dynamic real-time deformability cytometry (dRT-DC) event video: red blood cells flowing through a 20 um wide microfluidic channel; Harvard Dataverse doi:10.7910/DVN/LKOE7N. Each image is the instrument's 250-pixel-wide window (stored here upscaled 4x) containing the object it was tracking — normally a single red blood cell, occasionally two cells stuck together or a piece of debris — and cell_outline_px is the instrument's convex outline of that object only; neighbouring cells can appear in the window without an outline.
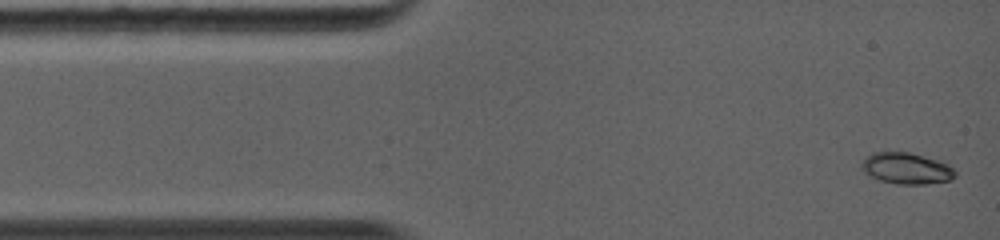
{"species": "common noctule bat (a hibernating species)", "species_latin": "Nyctalus noctula", "temperature_condition": "warm", "stored_images_in_passage": 49, "camera_frame_rate_fps": 5000, "um_per_image_px": 0.085, "animal": {"sex": "female", "body_mass_g": 19.0, "forearm_length_mm": 56.7}, "frame": {"image": 1, "passage_image": 1, "time_ms": 0.0, "image_size_px": [1000, 240], "cell_outline_px": [[956, 176], [952, 180], [928, 184], [896, 184], [880, 180], [872, 176], [864, 168], [864, 160], [872, 152], [908, 152], [936, 160], [948, 164], [956, 172]], "centroid_in_image_um": [77.13, 14.32], "position_along_channel_um": 7.9, "area_um2": 16.65}}
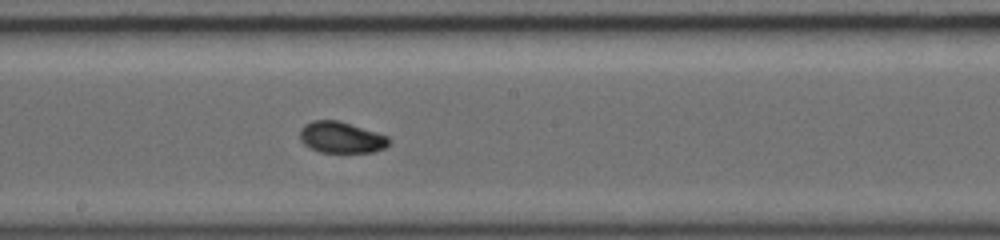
{"frame": {"image": 2, "passage_image": 26, "time_ms": 6.4, "image_size_px": [1000, 240], "cell_outline_px": [[388, 144], [384, 148], [372, 152], [320, 152], [304, 144], [300, 140], [300, 128], [304, 124], [312, 120], [340, 120], [388, 136]], "centroid_in_image_um": [28.97, 11.66], "position_along_channel_um": 219.2, "area_um2": 16.18}}
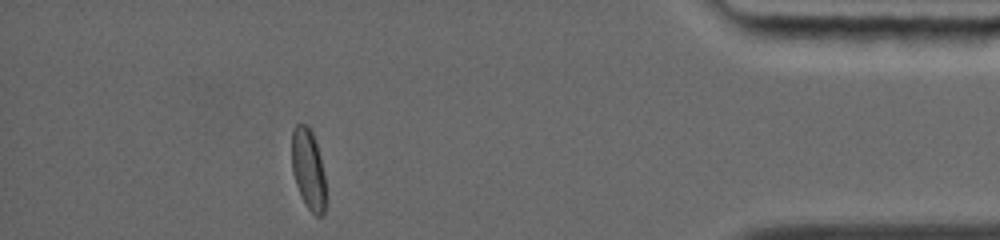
{"frame": {"image": 3, "passage_image": 47, "time_ms": 11.8, "image_size_px": [1000, 240], "cell_outline_px": [[324, 212], [320, 216], [316, 216], [304, 204], [296, 184], [292, 172], [292, 128], [296, 124], [304, 124], [312, 132], [320, 156], [324, 176]], "centroid_in_image_um": [26.17, 14.37], "position_along_channel_um": 409.0, "area_um2": 15.66}, "authors_computed_cell_mechanics": {"area_um2": 16.2418, "velocity_mm_per_s": 4.4299, "shape_relaxation_time_tau1_ms": 5.261, "shape_relaxation_time_tau2_ms": 1.3626, "deformation_change_tau1": 0.1684, "deformation_change_tau2": 0.0368}}